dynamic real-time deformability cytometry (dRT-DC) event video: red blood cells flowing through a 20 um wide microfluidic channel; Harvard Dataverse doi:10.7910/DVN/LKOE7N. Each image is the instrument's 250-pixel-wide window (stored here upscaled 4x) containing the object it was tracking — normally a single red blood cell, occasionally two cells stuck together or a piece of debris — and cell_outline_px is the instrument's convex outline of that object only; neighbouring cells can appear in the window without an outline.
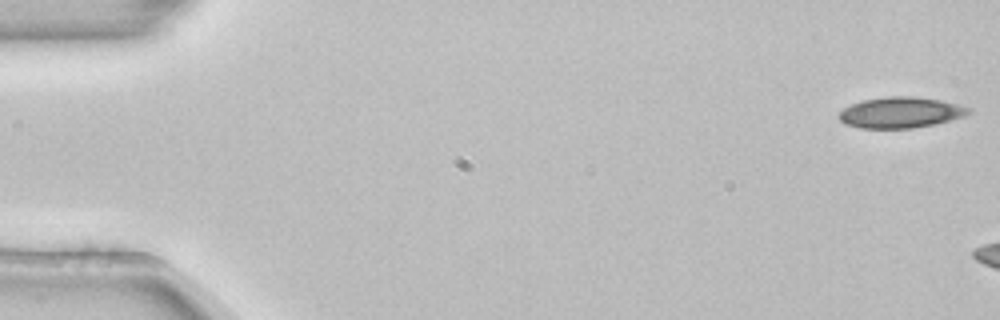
{"species": "common noctule bat (a hibernating species)", "species_latin": "Nyctalus noctula", "temperature_condition": "room temperature", "stored_images_in_passage": 7, "camera_frame_rate_fps": 3000, "um_per_image_px": 0.085, "animal": {"sex": "female", "body_mass_g": 22.7, "forearm_length_mm": 54.2}, "frame": {"image": 1, "passage_image": 1, "time_ms": 0.0, "image_size_px": [1000, 320], "cell_outline_px": [[972, 112], [964, 116], [936, 124], [912, 128], [860, 128], [844, 124], [836, 116], [844, 108], [852, 104], [864, 100], [888, 96], [912, 96], [940, 100], [972, 108]], "centroid_in_image_um": [76.55, 9.57], "position_along_channel_um": 8.5, "area_um2": 23.35}}